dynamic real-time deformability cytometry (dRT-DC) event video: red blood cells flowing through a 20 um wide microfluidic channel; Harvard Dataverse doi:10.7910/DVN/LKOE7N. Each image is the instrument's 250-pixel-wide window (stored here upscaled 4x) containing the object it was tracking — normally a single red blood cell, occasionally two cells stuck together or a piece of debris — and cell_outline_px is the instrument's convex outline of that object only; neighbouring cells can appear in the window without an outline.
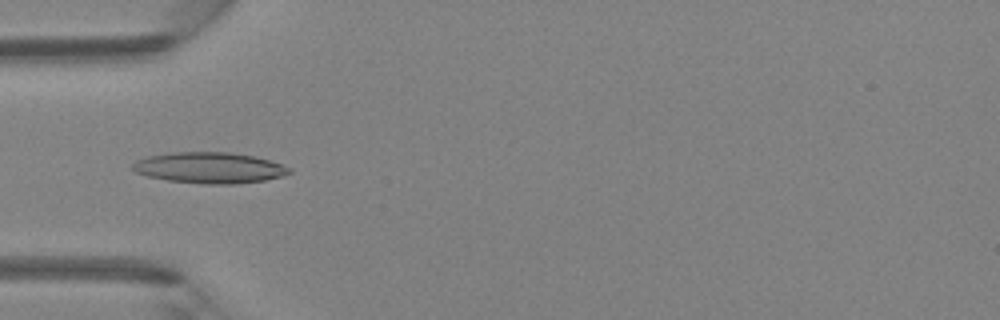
{"species": "Egyptian fruit bat (a non-hibernating species)", "species_latin": "Rousettus aegyptiacus", "temperature_condition": "room temperature", "stored_images_in_passage": 4, "camera_frame_rate_fps": 3000, "um_per_image_px": 0.085, "animal": {"sex": "female"}, "frame": {"image": 1, "passage_image": 4, "time_ms": 4.333, "image_size_px": [1000, 320], "cell_outline_px": [[292, 172], [280, 176], [264, 180], [236, 184], [204, 184], [168, 180], [148, 176], [136, 172], [132, 168], [132, 164], [136, 160], [148, 156], [172, 152], [228, 152], [256, 156], [292, 168]], "centroid_in_image_um": [17.8, 14.25], "position_along_channel_um": 67.2, "area_um2": 28.21}}